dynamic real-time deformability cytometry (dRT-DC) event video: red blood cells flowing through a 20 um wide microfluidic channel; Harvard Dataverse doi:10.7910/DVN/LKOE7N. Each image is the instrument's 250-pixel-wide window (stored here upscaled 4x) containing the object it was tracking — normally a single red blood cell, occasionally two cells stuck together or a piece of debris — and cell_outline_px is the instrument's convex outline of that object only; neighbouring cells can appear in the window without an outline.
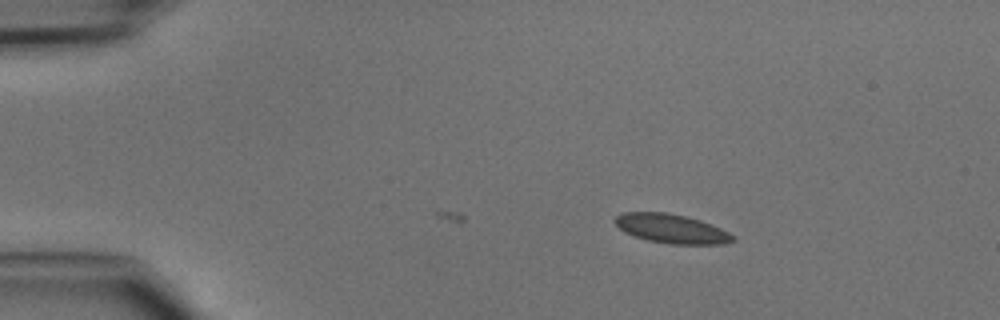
{"species": "common noctule bat (a hibernating species)", "species_latin": "Nyctalus noctula", "temperature_condition": "cold", "stored_images_in_passage": 11, "camera_frame_rate_fps": 3000, "um_per_image_px": 0.085, "animal": {"sex": "male", "body_mass_g": 15.6}, "frame": {"image": 1, "passage_image": 11, "time_ms": 3.333, "image_size_px": [1000, 320], "cell_outline_px": [[736, 240], [724, 244], [672, 244], [648, 240], [624, 232], [612, 220], [620, 212], [664, 212], [684, 216], [700, 220], [712, 224], [736, 236]], "centroid_in_image_um": [57.08, 19.43], "position_along_channel_um": 27.9, "area_um2": 20.0}}